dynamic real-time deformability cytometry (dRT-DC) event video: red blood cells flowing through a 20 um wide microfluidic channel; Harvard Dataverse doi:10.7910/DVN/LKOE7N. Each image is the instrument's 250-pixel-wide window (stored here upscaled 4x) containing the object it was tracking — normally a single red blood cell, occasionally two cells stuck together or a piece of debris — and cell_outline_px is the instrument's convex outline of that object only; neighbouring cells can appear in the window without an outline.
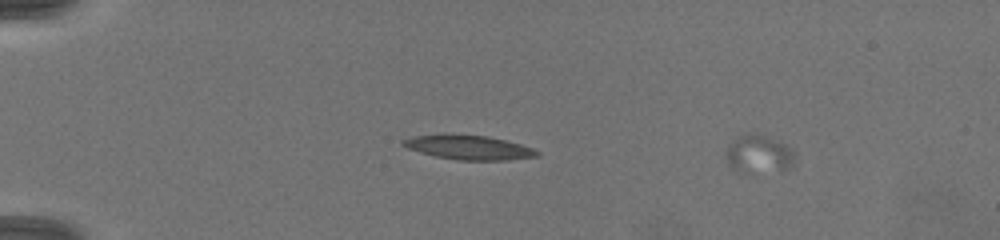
{"species": "common noctule bat (a hibernating species)", "species_latin": "Nyctalus noctula", "temperature_condition": "warm", "stored_images_in_passage": 9, "camera_frame_rate_fps": 3000, "um_per_image_px": 0.085, "animal": {"sex": "female", "body_mass_g": 19.5, "forearm_length_mm": 54.1}, "frame": {"image": 1, "passage_image": 1, "time_ms": 0.0, "image_size_px": [1000, 240], "cell_outline_px": [[796, 148], [792, 168], [748, 172], [740, 172], [732, 168], [728, 164], [724, 156], [724, 152], [740, 136], [748, 132], [760, 132], [788, 144]], "centroid_in_image_um": [64.54, 13.05], "position_along_channel_um": 20.5, "area_um2": 15.61}}